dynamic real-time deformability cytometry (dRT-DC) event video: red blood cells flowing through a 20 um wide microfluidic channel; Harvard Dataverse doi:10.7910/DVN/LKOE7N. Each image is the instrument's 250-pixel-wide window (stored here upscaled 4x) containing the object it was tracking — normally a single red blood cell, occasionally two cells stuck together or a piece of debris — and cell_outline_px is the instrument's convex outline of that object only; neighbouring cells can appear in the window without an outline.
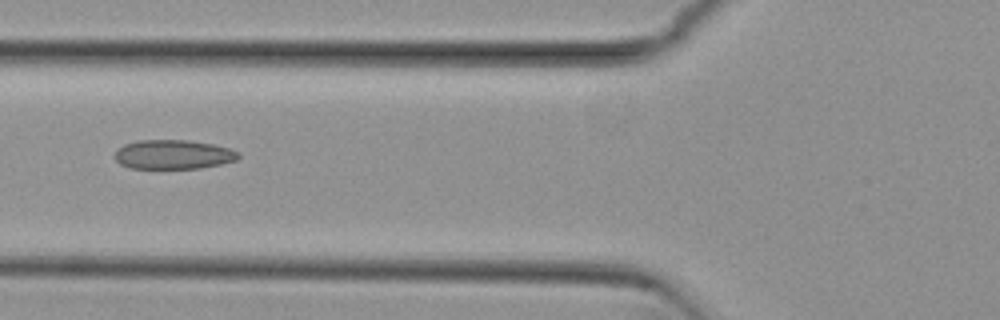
{"species": "common noctule bat (a hibernating species)", "species_latin": "Nyctalus noctula", "temperature_condition": "cold", "stored_images_in_passage": 40, "camera_frame_rate_fps": 3000, "um_per_image_px": 0.085, "animal": {"sex": "female", "body_mass_g": 29.2, "forearm_length_mm": 56.3}, "frame": {"image": 1, "passage_image": 7, "time_ms": 2.0, "image_size_px": [1000, 320], "cell_outline_px": [[240, 156], [236, 160], [220, 164], [200, 168], [132, 168], [120, 164], [116, 160], [116, 148], [124, 144], [136, 140], [188, 140], [212, 144], [228, 148], [240, 152]], "centroid_in_image_um": [14.72, 13.12], "position_along_channel_um": 111.1, "area_um2": 21.04}}
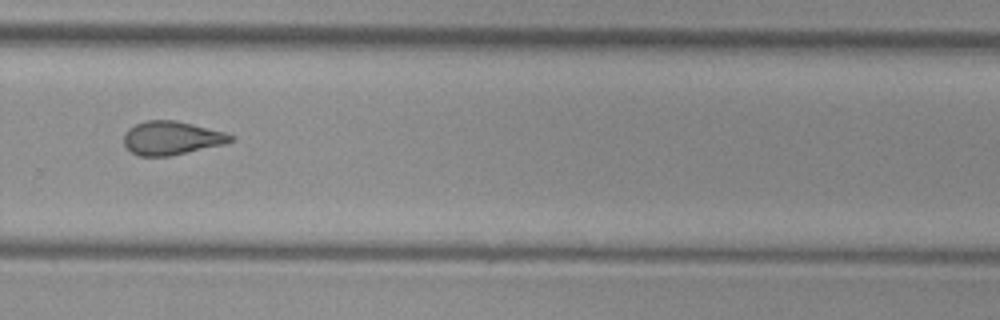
{"frame": {"image": 2, "passage_image": 23, "time_ms": 7.333, "image_size_px": [1000, 320], "cell_outline_px": [[236, 136], [228, 144], [168, 156], [140, 156], [132, 152], [124, 144], [124, 132], [128, 128], [144, 120], [176, 120], [224, 132]], "centroid_in_image_um": [14.6, 11.73], "position_along_channel_um": 315.2, "area_um2": 20.98}, "authors_computed_cell_mechanics": {"area_um2": 20.8947, "velocity_mm_per_s": 3.8269, "shape_relaxation_time_tau1_ms": null, "shape_relaxation_time_tau2_ms": 1.9792, "deformation_change_tau1": null, "deformation_change_tau2": 0.0999}}